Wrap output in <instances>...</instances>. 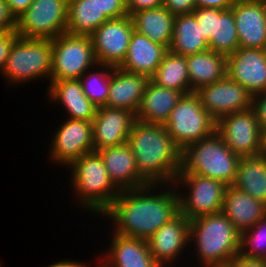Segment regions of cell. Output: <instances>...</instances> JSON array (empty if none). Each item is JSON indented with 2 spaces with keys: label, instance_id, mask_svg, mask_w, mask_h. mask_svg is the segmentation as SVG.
Returning <instances> with one entry per match:
<instances>
[{
  "label": "cell",
  "instance_id": "obj_40",
  "mask_svg": "<svg viewBox=\"0 0 266 267\" xmlns=\"http://www.w3.org/2000/svg\"><path fill=\"white\" fill-rule=\"evenodd\" d=\"M162 5L163 0H126V10L130 16L137 11L161 7Z\"/></svg>",
  "mask_w": 266,
  "mask_h": 267
},
{
  "label": "cell",
  "instance_id": "obj_35",
  "mask_svg": "<svg viewBox=\"0 0 266 267\" xmlns=\"http://www.w3.org/2000/svg\"><path fill=\"white\" fill-rule=\"evenodd\" d=\"M192 13L200 25L202 36L209 43L211 34H214L215 8H196Z\"/></svg>",
  "mask_w": 266,
  "mask_h": 267
},
{
  "label": "cell",
  "instance_id": "obj_32",
  "mask_svg": "<svg viewBox=\"0 0 266 267\" xmlns=\"http://www.w3.org/2000/svg\"><path fill=\"white\" fill-rule=\"evenodd\" d=\"M209 49L226 57L233 54L239 46V38L233 10L215 8L214 34H211Z\"/></svg>",
  "mask_w": 266,
  "mask_h": 267
},
{
  "label": "cell",
  "instance_id": "obj_41",
  "mask_svg": "<svg viewBox=\"0 0 266 267\" xmlns=\"http://www.w3.org/2000/svg\"><path fill=\"white\" fill-rule=\"evenodd\" d=\"M16 20L11 15L5 0H0V31L15 30Z\"/></svg>",
  "mask_w": 266,
  "mask_h": 267
},
{
  "label": "cell",
  "instance_id": "obj_42",
  "mask_svg": "<svg viewBox=\"0 0 266 267\" xmlns=\"http://www.w3.org/2000/svg\"><path fill=\"white\" fill-rule=\"evenodd\" d=\"M229 264L232 267H266V259L249 258L239 253L230 260Z\"/></svg>",
  "mask_w": 266,
  "mask_h": 267
},
{
  "label": "cell",
  "instance_id": "obj_26",
  "mask_svg": "<svg viewBox=\"0 0 266 267\" xmlns=\"http://www.w3.org/2000/svg\"><path fill=\"white\" fill-rule=\"evenodd\" d=\"M190 93L226 76L227 57L212 50L186 56Z\"/></svg>",
  "mask_w": 266,
  "mask_h": 267
},
{
  "label": "cell",
  "instance_id": "obj_8",
  "mask_svg": "<svg viewBox=\"0 0 266 267\" xmlns=\"http://www.w3.org/2000/svg\"><path fill=\"white\" fill-rule=\"evenodd\" d=\"M52 46V72L49 85L54 80L79 79L89 68L92 71L99 68L92 39L88 35L65 32L52 39Z\"/></svg>",
  "mask_w": 266,
  "mask_h": 267
},
{
  "label": "cell",
  "instance_id": "obj_20",
  "mask_svg": "<svg viewBox=\"0 0 266 267\" xmlns=\"http://www.w3.org/2000/svg\"><path fill=\"white\" fill-rule=\"evenodd\" d=\"M110 250L98 267H161L151 255L147 240L112 232Z\"/></svg>",
  "mask_w": 266,
  "mask_h": 267
},
{
  "label": "cell",
  "instance_id": "obj_19",
  "mask_svg": "<svg viewBox=\"0 0 266 267\" xmlns=\"http://www.w3.org/2000/svg\"><path fill=\"white\" fill-rule=\"evenodd\" d=\"M102 157L107 173L119 191L133 190L148 185L138 174L134 154L128 143L97 151Z\"/></svg>",
  "mask_w": 266,
  "mask_h": 267
},
{
  "label": "cell",
  "instance_id": "obj_45",
  "mask_svg": "<svg viewBox=\"0 0 266 267\" xmlns=\"http://www.w3.org/2000/svg\"><path fill=\"white\" fill-rule=\"evenodd\" d=\"M47 267H88L84 262H79V261H69V260H66V261H59V262H56L54 264H51Z\"/></svg>",
  "mask_w": 266,
  "mask_h": 267
},
{
  "label": "cell",
  "instance_id": "obj_12",
  "mask_svg": "<svg viewBox=\"0 0 266 267\" xmlns=\"http://www.w3.org/2000/svg\"><path fill=\"white\" fill-rule=\"evenodd\" d=\"M133 32L130 15L101 24L90 35L97 63L119 67L125 59Z\"/></svg>",
  "mask_w": 266,
  "mask_h": 267
},
{
  "label": "cell",
  "instance_id": "obj_21",
  "mask_svg": "<svg viewBox=\"0 0 266 267\" xmlns=\"http://www.w3.org/2000/svg\"><path fill=\"white\" fill-rule=\"evenodd\" d=\"M149 81L150 77L147 75L113 67L105 106L129 110L136 114Z\"/></svg>",
  "mask_w": 266,
  "mask_h": 267
},
{
  "label": "cell",
  "instance_id": "obj_9",
  "mask_svg": "<svg viewBox=\"0 0 266 267\" xmlns=\"http://www.w3.org/2000/svg\"><path fill=\"white\" fill-rule=\"evenodd\" d=\"M173 184L176 188L185 185L186 191L189 190L188 196L178 194L179 212L189 220L222 211L227 188L223 182L193 173H178Z\"/></svg>",
  "mask_w": 266,
  "mask_h": 267
},
{
  "label": "cell",
  "instance_id": "obj_11",
  "mask_svg": "<svg viewBox=\"0 0 266 267\" xmlns=\"http://www.w3.org/2000/svg\"><path fill=\"white\" fill-rule=\"evenodd\" d=\"M261 131L252 109L226 115L216 126L223 142L240 158L262 153Z\"/></svg>",
  "mask_w": 266,
  "mask_h": 267
},
{
  "label": "cell",
  "instance_id": "obj_4",
  "mask_svg": "<svg viewBox=\"0 0 266 267\" xmlns=\"http://www.w3.org/2000/svg\"><path fill=\"white\" fill-rule=\"evenodd\" d=\"M71 169V187L78 204L95 214L102 215L112 204L120 191L112 183L104 161L98 152L85 154L74 160ZM90 209V210H89Z\"/></svg>",
  "mask_w": 266,
  "mask_h": 267
},
{
  "label": "cell",
  "instance_id": "obj_28",
  "mask_svg": "<svg viewBox=\"0 0 266 267\" xmlns=\"http://www.w3.org/2000/svg\"><path fill=\"white\" fill-rule=\"evenodd\" d=\"M232 186L266 204V154L241 157Z\"/></svg>",
  "mask_w": 266,
  "mask_h": 267
},
{
  "label": "cell",
  "instance_id": "obj_25",
  "mask_svg": "<svg viewBox=\"0 0 266 267\" xmlns=\"http://www.w3.org/2000/svg\"><path fill=\"white\" fill-rule=\"evenodd\" d=\"M182 95L180 91L158 86L150 80L136 112V120L164 125Z\"/></svg>",
  "mask_w": 266,
  "mask_h": 267
},
{
  "label": "cell",
  "instance_id": "obj_22",
  "mask_svg": "<svg viewBox=\"0 0 266 267\" xmlns=\"http://www.w3.org/2000/svg\"><path fill=\"white\" fill-rule=\"evenodd\" d=\"M169 49L134 31L120 69L151 77Z\"/></svg>",
  "mask_w": 266,
  "mask_h": 267
},
{
  "label": "cell",
  "instance_id": "obj_38",
  "mask_svg": "<svg viewBox=\"0 0 266 267\" xmlns=\"http://www.w3.org/2000/svg\"><path fill=\"white\" fill-rule=\"evenodd\" d=\"M162 6L175 16L190 14L196 9L194 0H163Z\"/></svg>",
  "mask_w": 266,
  "mask_h": 267
},
{
  "label": "cell",
  "instance_id": "obj_39",
  "mask_svg": "<svg viewBox=\"0 0 266 267\" xmlns=\"http://www.w3.org/2000/svg\"><path fill=\"white\" fill-rule=\"evenodd\" d=\"M251 109L254 111L262 130L266 126V91L252 96Z\"/></svg>",
  "mask_w": 266,
  "mask_h": 267
},
{
  "label": "cell",
  "instance_id": "obj_18",
  "mask_svg": "<svg viewBox=\"0 0 266 267\" xmlns=\"http://www.w3.org/2000/svg\"><path fill=\"white\" fill-rule=\"evenodd\" d=\"M231 9L236 22L239 46L266 49V2L235 0Z\"/></svg>",
  "mask_w": 266,
  "mask_h": 267
},
{
  "label": "cell",
  "instance_id": "obj_16",
  "mask_svg": "<svg viewBox=\"0 0 266 267\" xmlns=\"http://www.w3.org/2000/svg\"><path fill=\"white\" fill-rule=\"evenodd\" d=\"M136 114L124 109L97 107L92 121L94 152L128 143Z\"/></svg>",
  "mask_w": 266,
  "mask_h": 267
},
{
  "label": "cell",
  "instance_id": "obj_7",
  "mask_svg": "<svg viewBox=\"0 0 266 267\" xmlns=\"http://www.w3.org/2000/svg\"><path fill=\"white\" fill-rule=\"evenodd\" d=\"M217 121L203 108L196 92L183 94L164 127L174 143L183 150L216 132Z\"/></svg>",
  "mask_w": 266,
  "mask_h": 267
},
{
  "label": "cell",
  "instance_id": "obj_6",
  "mask_svg": "<svg viewBox=\"0 0 266 267\" xmlns=\"http://www.w3.org/2000/svg\"><path fill=\"white\" fill-rule=\"evenodd\" d=\"M52 50V40L50 39L19 36L6 59L2 72L3 77L7 79L8 84L11 82L12 85L39 78L51 80Z\"/></svg>",
  "mask_w": 266,
  "mask_h": 267
},
{
  "label": "cell",
  "instance_id": "obj_29",
  "mask_svg": "<svg viewBox=\"0 0 266 267\" xmlns=\"http://www.w3.org/2000/svg\"><path fill=\"white\" fill-rule=\"evenodd\" d=\"M207 50H209L208 42L202 36L194 14L176 15L169 51L186 57Z\"/></svg>",
  "mask_w": 266,
  "mask_h": 267
},
{
  "label": "cell",
  "instance_id": "obj_3",
  "mask_svg": "<svg viewBox=\"0 0 266 267\" xmlns=\"http://www.w3.org/2000/svg\"><path fill=\"white\" fill-rule=\"evenodd\" d=\"M241 233L221 211L190 220V244L193 242L201 267L226 264L239 254Z\"/></svg>",
  "mask_w": 266,
  "mask_h": 267
},
{
  "label": "cell",
  "instance_id": "obj_46",
  "mask_svg": "<svg viewBox=\"0 0 266 267\" xmlns=\"http://www.w3.org/2000/svg\"><path fill=\"white\" fill-rule=\"evenodd\" d=\"M262 153L266 154V126L261 131Z\"/></svg>",
  "mask_w": 266,
  "mask_h": 267
},
{
  "label": "cell",
  "instance_id": "obj_5",
  "mask_svg": "<svg viewBox=\"0 0 266 267\" xmlns=\"http://www.w3.org/2000/svg\"><path fill=\"white\" fill-rule=\"evenodd\" d=\"M239 159L215 132L182 150L179 173H193L231 186L236 178Z\"/></svg>",
  "mask_w": 266,
  "mask_h": 267
},
{
  "label": "cell",
  "instance_id": "obj_36",
  "mask_svg": "<svg viewBox=\"0 0 266 267\" xmlns=\"http://www.w3.org/2000/svg\"><path fill=\"white\" fill-rule=\"evenodd\" d=\"M99 10L108 19L122 18L128 15L126 0H98Z\"/></svg>",
  "mask_w": 266,
  "mask_h": 267
},
{
  "label": "cell",
  "instance_id": "obj_1",
  "mask_svg": "<svg viewBox=\"0 0 266 267\" xmlns=\"http://www.w3.org/2000/svg\"><path fill=\"white\" fill-rule=\"evenodd\" d=\"M163 186L168 188L155 194L151 193L155 192L157 184L120 191L102 216L113 220L114 233L148 240L162 225L179 213L180 191L174 188V184Z\"/></svg>",
  "mask_w": 266,
  "mask_h": 267
},
{
  "label": "cell",
  "instance_id": "obj_13",
  "mask_svg": "<svg viewBox=\"0 0 266 267\" xmlns=\"http://www.w3.org/2000/svg\"><path fill=\"white\" fill-rule=\"evenodd\" d=\"M54 134L49 158L57 165L68 167L74 160L94 152L92 121L67 118Z\"/></svg>",
  "mask_w": 266,
  "mask_h": 267
},
{
  "label": "cell",
  "instance_id": "obj_15",
  "mask_svg": "<svg viewBox=\"0 0 266 267\" xmlns=\"http://www.w3.org/2000/svg\"><path fill=\"white\" fill-rule=\"evenodd\" d=\"M226 75L252 96L266 91V49L239 47L227 56Z\"/></svg>",
  "mask_w": 266,
  "mask_h": 267
},
{
  "label": "cell",
  "instance_id": "obj_44",
  "mask_svg": "<svg viewBox=\"0 0 266 267\" xmlns=\"http://www.w3.org/2000/svg\"><path fill=\"white\" fill-rule=\"evenodd\" d=\"M32 1L33 0H5L15 20L28 9Z\"/></svg>",
  "mask_w": 266,
  "mask_h": 267
},
{
  "label": "cell",
  "instance_id": "obj_23",
  "mask_svg": "<svg viewBox=\"0 0 266 267\" xmlns=\"http://www.w3.org/2000/svg\"><path fill=\"white\" fill-rule=\"evenodd\" d=\"M222 212L242 233L266 217V204L231 185L226 188Z\"/></svg>",
  "mask_w": 266,
  "mask_h": 267
},
{
  "label": "cell",
  "instance_id": "obj_27",
  "mask_svg": "<svg viewBox=\"0 0 266 267\" xmlns=\"http://www.w3.org/2000/svg\"><path fill=\"white\" fill-rule=\"evenodd\" d=\"M131 18L134 31L170 48L175 15L169 10L163 6L144 9L133 13Z\"/></svg>",
  "mask_w": 266,
  "mask_h": 267
},
{
  "label": "cell",
  "instance_id": "obj_34",
  "mask_svg": "<svg viewBox=\"0 0 266 267\" xmlns=\"http://www.w3.org/2000/svg\"><path fill=\"white\" fill-rule=\"evenodd\" d=\"M239 253L249 258L266 259V217L241 233Z\"/></svg>",
  "mask_w": 266,
  "mask_h": 267
},
{
  "label": "cell",
  "instance_id": "obj_33",
  "mask_svg": "<svg viewBox=\"0 0 266 267\" xmlns=\"http://www.w3.org/2000/svg\"><path fill=\"white\" fill-rule=\"evenodd\" d=\"M99 67V69H101L100 71L85 72L79 78V81L83 88V92L88 97V99L95 106L102 107L106 105L108 99L110 78L113 67L104 64H99Z\"/></svg>",
  "mask_w": 266,
  "mask_h": 267
},
{
  "label": "cell",
  "instance_id": "obj_30",
  "mask_svg": "<svg viewBox=\"0 0 266 267\" xmlns=\"http://www.w3.org/2000/svg\"><path fill=\"white\" fill-rule=\"evenodd\" d=\"M107 20L109 19L99 10L98 0H68L66 32L90 36Z\"/></svg>",
  "mask_w": 266,
  "mask_h": 267
},
{
  "label": "cell",
  "instance_id": "obj_24",
  "mask_svg": "<svg viewBox=\"0 0 266 267\" xmlns=\"http://www.w3.org/2000/svg\"><path fill=\"white\" fill-rule=\"evenodd\" d=\"M50 101L62 104L66 117L73 120L93 121L97 106L84 94L79 79L54 80L48 89Z\"/></svg>",
  "mask_w": 266,
  "mask_h": 267
},
{
  "label": "cell",
  "instance_id": "obj_31",
  "mask_svg": "<svg viewBox=\"0 0 266 267\" xmlns=\"http://www.w3.org/2000/svg\"><path fill=\"white\" fill-rule=\"evenodd\" d=\"M150 80L161 87L174 89L183 94L190 93L186 57L168 51Z\"/></svg>",
  "mask_w": 266,
  "mask_h": 267
},
{
  "label": "cell",
  "instance_id": "obj_17",
  "mask_svg": "<svg viewBox=\"0 0 266 267\" xmlns=\"http://www.w3.org/2000/svg\"><path fill=\"white\" fill-rule=\"evenodd\" d=\"M190 220L178 213L169 222L162 225L148 240L147 244L154 260L165 267L190 244ZM186 246V247H185ZM167 263V265H166ZM165 265V266H164Z\"/></svg>",
  "mask_w": 266,
  "mask_h": 267
},
{
  "label": "cell",
  "instance_id": "obj_2",
  "mask_svg": "<svg viewBox=\"0 0 266 267\" xmlns=\"http://www.w3.org/2000/svg\"><path fill=\"white\" fill-rule=\"evenodd\" d=\"M138 174L148 183L173 184L181 169L182 150L162 124L136 120L128 136Z\"/></svg>",
  "mask_w": 266,
  "mask_h": 267
},
{
  "label": "cell",
  "instance_id": "obj_14",
  "mask_svg": "<svg viewBox=\"0 0 266 267\" xmlns=\"http://www.w3.org/2000/svg\"><path fill=\"white\" fill-rule=\"evenodd\" d=\"M196 93L203 108L216 121L231 113L251 109L252 95L227 75L220 81L201 87Z\"/></svg>",
  "mask_w": 266,
  "mask_h": 267
},
{
  "label": "cell",
  "instance_id": "obj_43",
  "mask_svg": "<svg viewBox=\"0 0 266 267\" xmlns=\"http://www.w3.org/2000/svg\"><path fill=\"white\" fill-rule=\"evenodd\" d=\"M235 0H194L196 8L231 9Z\"/></svg>",
  "mask_w": 266,
  "mask_h": 267
},
{
  "label": "cell",
  "instance_id": "obj_47",
  "mask_svg": "<svg viewBox=\"0 0 266 267\" xmlns=\"http://www.w3.org/2000/svg\"><path fill=\"white\" fill-rule=\"evenodd\" d=\"M203 267H232V266L229 263H226V264L206 265Z\"/></svg>",
  "mask_w": 266,
  "mask_h": 267
},
{
  "label": "cell",
  "instance_id": "obj_37",
  "mask_svg": "<svg viewBox=\"0 0 266 267\" xmlns=\"http://www.w3.org/2000/svg\"><path fill=\"white\" fill-rule=\"evenodd\" d=\"M19 37L15 30L0 31V71L3 72V68L10 52V49L16 39Z\"/></svg>",
  "mask_w": 266,
  "mask_h": 267
},
{
  "label": "cell",
  "instance_id": "obj_10",
  "mask_svg": "<svg viewBox=\"0 0 266 267\" xmlns=\"http://www.w3.org/2000/svg\"><path fill=\"white\" fill-rule=\"evenodd\" d=\"M68 0H33L16 19L20 37L55 39L67 31Z\"/></svg>",
  "mask_w": 266,
  "mask_h": 267
}]
</instances>
